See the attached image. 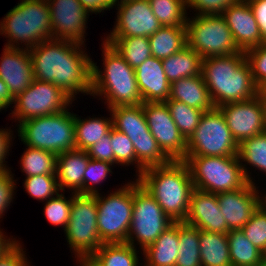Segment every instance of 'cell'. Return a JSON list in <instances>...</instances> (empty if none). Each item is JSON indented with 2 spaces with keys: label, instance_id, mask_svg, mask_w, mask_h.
I'll list each match as a JSON object with an SVG mask.
<instances>
[{
  "label": "cell",
  "instance_id": "obj_27",
  "mask_svg": "<svg viewBox=\"0 0 266 266\" xmlns=\"http://www.w3.org/2000/svg\"><path fill=\"white\" fill-rule=\"evenodd\" d=\"M203 58L192 48L185 46L181 51L162 59L163 70L170 83L182 78L201 74Z\"/></svg>",
  "mask_w": 266,
  "mask_h": 266
},
{
  "label": "cell",
  "instance_id": "obj_2",
  "mask_svg": "<svg viewBox=\"0 0 266 266\" xmlns=\"http://www.w3.org/2000/svg\"><path fill=\"white\" fill-rule=\"evenodd\" d=\"M201 74L215 108L258 95L245 52L204 58Z\"/></svg>",
  "mask_w": 266,
  "mask_h": 266
},
{
  "label": "cell",
  "instance_id": "obj_22",
  "mask_svg": "<svg viewBox=\"0 0 266 266\" xmlns=\"http://www.w3.org/2000/svg\"><path fill=\"white\" fill-rule=\"evenodd\" d=\"M222 16L240 51L246 52L262 44L259 26L247 0H239L236 4L229 6Z\"/></svg>",
  "mask_w": 266,
  "mask_h": 266
},
{
  "label": "cell",
  "instance_id": "obj_59",
  "mask_svg": "<svg viewBox=\"0 0 266 266\" xmlns=\"http://www.w3.org/2000/svg\"><path fill=\"white\" fill-rule=\"evenodd\" d=\"M264 201L266 202V193L264 194Z\"/></svg>",
  "mask_w": 266,
  "mask_h": 266
},
{
  "label": "cell",
  "instance_id": "obj_25",
  "mask_svg": "<svg viewBox=\"0 0 266 266\" xmlns=\"http://www.w3.org/2000/svg\"><path fill=\"white\" fill-rule=\"evenodd\" d=\"M168 100H177L204 112L215 108L202 74L172 82Z\"/></svg>",
  "mask_w": 266,
  "mask_h": 266
},
{
  "label": "cell",
  "instance_id": "obj_45",
  "mask_svg": "<svg viewBox=\"0 0 266 266\" xmlns=\"http://www.w3.org/2000/svg\"><path fill=\"white\" fill-rule=\"evenodd\" d=\"M239 0H186L187 10L194 9L195 15L222 14ZM190 8V9H189Z\"/></svg>",
  "mask_w": 266,
  "mask_h": 266
},
{
  "label": "cell",
  "instance_id": "obj_54",
  "mask_svg": "<svg viewBox=\"0 0 266 266\" xmlns=\"http://www.w3.org/2000/svg\"><path fill=\"white\" fill-rule=\"evenodd\" d=\"M78 266H101L99 262L92 256H76Z\"/></svg>",
  "mask_w": 266,
  "mask_h": 266
},
{
  "label": "cell",
  "instance_id": "obj_3",
  "mask_svg": "<svg viewBox=\"0 0 266 266\" xmlns=\"http://www.w3.org/2000/svg\"><path fill=\"white\" fill-rule=\"evenodd\" d=\"M137 180L154 196L172 221H185L194 185L189 168L183 160H171L166 165L149 167Z\"/></svg>",
  "mask_w": 266,
  "mask_h": 266
},
{
  "label": "cell",
  "instance_id": "obj_20",
  "mask_svg": "<svg viewBox=\"0 0 266 266\" xmlns=\"http://www.w3.org/2000/svg\"><path fill=\"white\" fill-rule=\"evenodd\" d=\"M200 230L227 234L230 232L220 211L217 194L194 188L190 197V208L184 221Z\"/></svg>",
  "mask_w": 266,
  "mask_h": 266
},
{
  "label": "cell",
  "instance_id": "obj_40",
  "mask_svg": "<svg viewBox=\"0 0 266 266\" xmlns=\"http://www.w3.org/2000/svg\"><path fill=\"white\" fill-rule=\"evenodd\" d=\"M70 198V199H69ZM66 198L59 192L56 196L45 201L43 214L45 219L54 226H61L65 231L71 213L72 196Z\"/></svg>",
  "mask_w": 266,
  "mask_h": 266
},
{
  "label": "cell",
  "instance_id": "obj_26",
  "mask_svg": "<svg viewBox=\"0 0 266 266\" xmlns=\"http://www.w3.org/2000/svg\"><path fill=\"white\" fill-rule=\"evenodd\" d=\"M179 222H174L141 252L143 266H175L179 250Z\"/></svg>",
  "mask_w": 266,
  "mask_h": 266
},
{
  "label": "cell",
  "instance_id": "obj_6",
  "mask_svg": "<svg viewBox=\"0 0 266 266\" xmlns=\"http://www.w3.org/2000/svg\"><path fill=\"white\" fill-rule=\"evenodd\" d=\"M69 109L61 113L34 117L18 125V139L25 146L51 151L56 155L76 149L74 113Z\"/></svg>",
  "mask_w": 266,
  "mask_h": 266
},
{
  "label": "cell",
  "instance_id": "obj_35",
  "mask_svg": "<svg viewBox=\"0 0 266 266\" xmlns=\"http://www.w3.org/2000/svg\"><path fill=\"white\" fill-rule=\"evenodd\" d=\"M26 147L19 161L21 172L25 173V177L56 175V154L47 150Z\"/></svg>",
  "mask_w": 266,
  "mask_h": 266
},
{
  "label": "cell",
  "instance_id": "obj_57",
  "mask_svg": "<svg viewBox=\"0 0 266 266\" xmlns=\"http://www.w3.org/2000/svg\"><path fill=\"white\" fill-rule=\"evenodd\" d=\"M132 1V0H112V8H114L115 4H121L123 2Z\"/></svg>",
  "mask_w": 266,
  "mask_h": 266
},
{
  "label": "cell",
  "instance_id": "obj_56",
  "mask_svg": "<svg viewBox=\"0 0 266 266\" xmlns=\"http://www.w3.org/2000/svg\"><path fill=\"white\" fill-rule=\"evenodd\" d=\"M264 106V130L266 132V101H263Z\"/></svg>",
  "mask_w": 266,
  "mask_h": 266
},
{
  "label": "cell",
  "instance_id": "obj_32",
  "mask_svg": "<svg viewBox=\"0 0 266 266\" xmlns=\"http://www.w3.org/2000/svg\"><path fill=\"white\" fill-rule=\"evenodd\" d=\"M231 266H264L262 252L244 235L241 229L227 233Z\"/></svg>",
  "mask_w": 266,
  "mask_h": 266
},
{
  "label": "cell",
  "instance_id": "obj_41",
  "mask_svg": "<svg viewBox=\"0 0 266 266\" xmlns=\"http://www.w3.org/2000/svg\"><path fill=\"white\" fill-rule=\"evenodd\" d=\"M110 140L114 151V164L127 167L134 164L137 169L135 175L137 178L138 160L132 141L126 134L113 127L110 130Z\"/></svg>",
  "mask_w": 266,
  "mask_h": 266
},
{
  "label": "cell",
  "instance_id": "obj_48",
  "mask_svg": "<svg viewBox=\"0 0 266 266\" xmlns=\"http://www.w3.org/2000/svg\"><path fill=\"white\" fill-rule=\"evenodd\" d=\"M20 241L0 257V266H30L31 262L23 251Z\"/></svg>",
  "mask_w": 266,
  "mask_h": 266
},
{
  "label": "cell",
  "instance_id": "obj_36",
  "mask_svg": "<svg viewBox=\"0 0 266 266\" xmlns=\"http://www.w3.org/2000/svg\"><path fill=\"white\" fill-rule=\"evenodd\" d=\"M199 229L179 222V250L175 266H202Z\"/></svg>",
  "mask_w": 266,
  "mask_h": 266
},
{
  "label": "cell",
  "instance_id": "obj_18",
  "mask_svg": "<svg viewBox=\"0 0 266 266\" xmlns=\"http://www.w3.org/2000/svg\"><path fill=\"white\" fill-rule=\"evenodd\" d=\"M237 144L264 133V106L257 95L252 99L232 102L218 107Z\"/></svg>",
  "mask_w": 266,
  "mask_h": 266
},
{
  "label": "cell",
  "instance_id": "obj_23",
  "mask_svg": "<svg viewBox=\"0 0 266 266\" xmlns=\"http://www.w3.org/2000/svg\"><path fill=\"white\" fill-rule=\"evenodd\" d=\"M135 77L143 102H165L171 83L166 78L161 59L150 56L135 68Z\"/></svg>",
  "mask_w": 266,
  "mask_h": 266
},
{
  "label": "cell",
  "instance_id": "obj_19",
  "mask_svg": "<svg viewBox=\"0 0 266 266\" xmlns=\"http://www.w3.org/2000/svg\"><path fill=\"white\" fill-rule=\"evenodd\" d=\"M259 186L247 183L243 188L217 194L220 211L229 230L242 229L264 202ZM263 195V196H262Z\"/></svg>",
  "mask_w": 266,
  "mask_h": 266
},
{
  "label": "cell",
  "instance_id": "obj_43",
  "mask_svg": "<svg viewBox=\"0 0 266 266\" xmlns=\"http://www.w3.org/2000/svg\"><path fill=\"white\" fill-rule=\"evenodd\" d=\"M113 165L110 162L89 159L83 175V194H98L97 185L106 181L108 175L113 174Z\"/></svg>",
  "mask_w": 266,
  "mask_h": 266
},
{
  "label": "cell",
  "instance_id": "obj_47",
  "mask_svg": "<svg viewBox=\"0 0 266 266\" xmlns=\"http://www.w3.org/2000/svg\"><path fill=\"white\" fill-rule=\"evenodd\" d=\"M86 151L90 159L114 164V151L111 147L110 132Z\"/></svg>",
  "mask_w": 266,
  "mask_h": 266
},
{
  "label": "cell",
  "instance_id": "obj_50",
  "mask_svg": "<svg viewBox=\"0 0 266 266\" xmlns=\"http://www.w3.org/2000/svg\"><path fill=\"white\" fill-rule=\"evenodd\" d=\"M251 6L259 31L262 38V44L266 43V0H247Z\"/></svg>",
  "mask_w": 266,
  "mask_h": 266
},
{
  "label": "cell",
  "instance_id": "obj_31",
  "mask_svg": "<svg viewBox=\"0 0 266 266\" xmlns=\"http://www.w3.org/2000/svg\"><path fill=\"white\" fill-rule=\"evenodd\" d=\"M238 157L241 162L243 173L249 183L256 184L246 166L265 172L266 174V132L255 135L242 141L238 145ZM244 162V163H242ZM247 163V165H246Z\"/></svg>",
  "mask_w": 266,
  "mask_h": 266
},
{
  "label": "cell",
  "instance_id": "obj_49",
  "mask_svg": "<svg viewBox=\"0 0 266 266\" xmlns=\"http://www.w3.org/2000/svg\"><path fill=\"white\" fill-rule=\"evenodd\" d=\"M12 139L14 140L11 128H0V172L10 170L9 166L6 165L7 161L5 160L9 155L10 148L12 147Z\"/></svg>",
  "mask_w": 266,
  "mask_h": 266
},
{
  "label": "cell",
  "instance_id": "obj_13",
  "mask_svg": "<svg viewBox=\"0 0 266 266\" xmlns=\"http://www.w3.org/2000/svg\"><path fill=\"white\" fill-rule=\"evenodd\" d=\"M238 144L219 108L205 111L187 141L186 156H236Z\"/></svg>",
  "mask_w": 266,
  "mask_h": 266
},
{
  "label": "cell",
  "instance_id": "obj_8",
  "mask_svg": "<svg viewBox=\"0 0 266 266\" xmlns=\"http://www.w3.org/2000/svg\"><path fill=\"white\" fill-rule=\"evenodd\" d=\"M194 188L218 194L243 188L247 179L236 156H186Z\"/></svg>",
  "mask_w": 266,
  "mask_h": 266
},
{
  "label": "cell",
  "instance_id": "obj_39",
  "mask_svg": "<svg viewBox=\"0 0 266 266\" xmlns=\"http://www.w3.org/2000/svg\"><path fill=\"white\" fill-rule=\"evenodd\" d=\"M23 181L26 193L39 202H45L61 192L56 175L30 176Z\"/></svg>",
  "mask_w": 266,
  "mask_h": 266
},
{
  "label": "cell",
  "instance_id": "obj_5",
  "mask_svg": "<svg viewBox=\"0 0 266 266\" xmlns=\"http://www.w3.org/2000/svg\"><path fill=\"white\" fill-rule=\"evenodd\" d=\"M5 15L0 21V34L8 39L4 46L29 50L52 39L50 10L46 0H20Z\"/></svg>",
  "mask_w": 266,
  "mask_h": 266
},
{
  "label": "cell",
  "instance_id": "obj_29",
  "mask_svg": "<svg viewBox=\"0 0 266 266\" xmlns=\"http://www.w3.org/2000/svg\"><path fill=\"white\" fill-rule=\"evenodd\" d=\"M152 56L165 59L187 46L186 27L162 26L149 36Z\"/></svg>",
  "mask_w": 266,
  "mask_h": 266
},
{
  "label": "cell",
  "instance_id": "obj_16",
  "mask_svg": "<svg viewBox=\"0 0 266 266\" xmlns=\"http://www.w3.org/2000/svg\"><path fill=\"white\" fill-rule=\"evenodd\" d=\"M50 10L52 39L68 40L86 47L89 12L79 0H46ZM85 34V35H84Z\"/></svg>",
  "mask_w": 266,
  "mask_h": 266
},
{
  "label": "cell",
  "instance_id": "obj_51",
  "mask_svg": "<svg viewBox=\"0 0 266 266\" xmlns=\"http://www.w3.org/2000/svg\"><path fill=\"white\" fill-rule=\"evenodd\" d=\"M82 6L91 14L112 9V0H79Z\"/></svg>",
  "mask_w": 266,
  "mask_h": 266
},
{
  "label": "cell",
  "instance_id": "obj_10",
  "mask_svg": "<svg viewBox=\"0 0 266 266\" xmlns=\"http://www.w3.org/2000/svg\"><path fill=\"white\" fill-rule=\"evenodd\" d=\"M186 40L203 59L241 52L222 14L187 17Z\"/></svg>",
  "mask_w": 266,
  "mask_h": 266
},
{
  "label": "cell",
  "instance_id": "obj_9",
  "mask_svg": "<svg viewBox=\"0 0 266 266\" xmlns=\"http://www.w3.org/2000/svg\"><path fill=\"white\" fill-rule=\"evenodd\" d=\"M96 194L97 228L102 243H126L133 214L134 180L111 191Z\"/></svg>",
  "mask_w": 266,
  "mask_h": 266
},
{
  "label": "cell",
  "instance_id": "obj_46",
  "mask_svg": "<svg viewBox=\"0 0 266 266\" xmlns=\"http://www.w3.org/2000/svg\"><path fill=\"white\" fill-rule=\"evenodd\" d=\"M16 183L11 170L0 172V219L3 218L2 216L8 211L7 209L15 198Z\"/></svg>",
  "mask_w": 266,
  "mask_h": 266
},
{
  "label": "cell",
  "instance_id": "obj_15",
  "mask_svg": "<svg viewBox=\"0 0 266 266\" xmlns=\"http://www.w3.org/2000/svg\"><path fill=\"white\" fill-rule=\"evenodd\" d=\"M147 126L159 148L170 160H184L187 141L181 135L165 102H143Z\"/></svg>",
  "mask_w": 266,
  "mask_h": 266
},
{
  "label": "cell",
  "instance_id": "obj_7",
  "mask_svg": "<svg viewBox=\"0 0 266 266\" xmlns=\"http://www.w3.org/2000/svg\"><path fill=\"white\" fill-rule=\"evenodd\" d=\"M108 112L112 116L113 128L126 134L133 143L138 160L137 177L149 167L166 165L171 161L151 134L142 104L116 106Z\"/></svg>",
  "mask_w": 266,
  "mask_h": 266
},
{
  "label": "cell",
  "instance_id": "obj_24",
  "mask_svg": "<svg viewBox=\"0 0 266 266\" xmlns=\"http://www.w3.org/2000/svg\"><path fill=\"white\" fill-rule=\"evenodd\" d=\"M89 157L87 151L72 149L57 155L56 177L61 192L65 188L74 194H83V175L86 171Z\"/></svg>",
  "mask_w": 266,
  "mask_h": 266
},
{
  "label": "cell",
  "instance_id": "obj_33",
  "mask_svg": "<svg viewBox=\"0 0 266 266\" xmlns=\"http://www.w3.org/2000/svg\"><path fill=\"white\" fill-rule=\"evenodd\" d=\"M102 40L111 44L124 58L125 62L134 69L152 56L149 37L130 36L104 38Z\"/></svg>",
  "mask_w": 266,
  "mask_h": 266
},
{
  "label": "cell",
  "instance_id": "obj_42",
  "mask_svg": "<svg viewBox=\"0 0 266 266\" xmlns=\"http://www.w3.org/2000/svg\"><path fill=\"white\" fill-rule=\"evenodd\" d=\"M246 238L261 252L266 248V202L253 213L241 229Z\"/></svg>",
  "mask_w": 266,
  "mask_h": 266
},
{
  "label": "cell",
  "instance_id": "obj_17",
  "mask_svg": "<svg viewBox=\"0 0 266 266\" xmlns=\"http://www.w3.org/2000/svg\"><path fill=\"white\" fill-rule=\"evenodd\" d=\"M114 7L117 8V19L113 30L105 38L149 37L162 27L152 12L149 0L127 1Z\"/></svg>",
  "mask_w": 266,
  "mask_h": 266
},
{
  "label": "cell",
  "instance_id": "obj_12",
  "mask_svg": "<svg viewBox=\"0 0 266 266\" xmlns=\"http://www.w3.org/2000/svg\"><path fill=\"white\" fill-rule=\"evenodd\" d=\"M71 213L64 231L72 255H93L103 244L97 228L96 194L72 193Z\"/></svg>",
  "mask_w": 266,
  "mask_h": 266
},
{
  "label": "cell",
  "instance_id": "obj_44",
  "mask_svg": "<svg viewBox=\"0 0 266 266\" xmlns=\"http://www.w3.org/2000/svg\"><path fill=\"white\" fill-rule=\"evenodd\" d=\"M245 55L251 67L253 80L259 87L266 81V43L247 50Z\"/></svg>",
  "mask_w": 266,
  "mask_h": 266
},
{
  "label": "cell",
  "instance_id": "obj_58",
  "mask_svg": "<svg viewBox=\"0 0 266 266\" xmlns=\"http://www.w3.org/2000/svg\"><path fill=\"white\" fill-rule=\"evenodd\" d=\"M262 260H263L264 266H266V248L262 252Z\"/></svg>",
  "mask_w": 266,
  "mask_h": 266
},
{
  "label": "cell",
  "instance_id": "obj_30",
  "mask_svg": "<svg viewBox=\"0 0 266 266\" xmlns=\"http://www.w3.org/2000/svg\"><path fill=\"white\" fill-rule=\"evenodd\" d=\"M74 113L76 149L87 150L106 136L112 126V116L81 119Z\"/></svg>",
  "mask_w": 266,
  "mask_h": 266
},
{
  "label": "cell",
  "instance_id": "obj_28",
  "mask_svg": "<svg viewBox=\"0 0 266 266\" xmlns=\"http://www.w3.org/2000/svg\"><path fill=\"white\" fill-rule=\"evenodd\" d=\"M202 266H231L227 234L199 229Z\"/></svg>",
  "mask_w": 266,
  "mask_h": 266
},
{
  "label": "cell",
  "instance_id": "obj_21",
  "mask_svg": "<svg viewBox=\"0 0 266 266\" xmlns=\"http://www.w3.org/2000/svg\"><path fill=\"white\" fill-rule=\"evenodd\" d=\"M1 56L0 78L7 84L10 95L15 98L34 80L29 50L4 46Z\"/></svg>",
  "mask_w": 266,
  "mask_h": 266
},
{
  "label": "cell",
  "instance_id": "obj_52",
  "mask_svg": "<svg viewBox=\"0 0 266 266\" xmlns=\"http://www.w3.org/2000/svg\"><path fill=\"white\" fill-rule=\"evenodd\" d=\"M14 101V98L8 91L7 84L0 78V112L9 108Z\"/></svg>",
  "mask_w": 266,
  "mask_h": 266
},
{
  "label": "cell",
  "instance_id": "obj_38",
  "mask_svg": "<svg viewBox=\"0 0 266 266\" xmlns=\"http://www.w3.org/2000/svg\"><path fill=\"white\" fill-rule=\"evenodd\" d=\"M165 103L181 135L188 141L199 125L204 111L190 107L177 100H167Z\"/></svg>",
  "mask_w": 266,
  "mask_h": 266
},
{
  "label": "cell",
  "instance_id": "obj_37",
  "mask_svg": "<svg viewBox=\"0 0 266 266\" xmlns=\"http://www.w3.org/2000/svg\"><path fill=\"white\" fill-rule=\"evenodd\" d=\"M149 3L162 26L186 27V0H149Z\"/></svg>",
  "mask_w": 266,
  "mask_h": 266
},
{
  "label": "cell",
  "instance_id": "obj_55",
  "mask_svg": "<svg viewBox=\"0 0 266 266\" xmlns=\"http://www.w3.org/2000/svg\"><path fill=\"white\" fill-rule=\"evenodd\" d=\"M258 96L262 101H266V81L258 87Z\"/></svg>",
  "mask_w": 266,
  "mask_h": 266
},
{
  "label": "cell",
  "instance_id": "obj_1",
  "mask_svg": "<svg viewBox=\"0 0 266 266\" xmlns=\"http://www.w3.org/2000/svg\"><path fill=\"white\" fill-rule=\"evenodd\" d=\"M80 43L51 39L29 49L34 79L52 82L73 101L92 95V59ZM76 98V99H75Z\"/></svg>",
  "mask_w": 266,
  "mask_h": 266
},
{
  "label": "cell",
  "instance_id": "obj_4",
  "mask_svg": "<svg viewBox=\"0 0 266 266\" xmlns=\"http://www.w3.org/2000/svg\"><path fill=\"white\" fill-rule=\"evenodd\" d=\"M103 70L92 61V95L102 98L107 109L116 106L142 104L135 69L129 66L118 51L109 43H101ZM97 96V97H96Z\"/></svg>",
  "mask_w": 266,
  "mask_h": 266
},
{
  "label": "cell",
  "instance_id": "obj_14",
  "mask_svg": "<svg viewBox=\"0 0 266 266\" xmlns=\"http://www.w3.org/2000/svg\"><path fill=\"white\" fill-rule=\"evenodd\" d=\"M73 103V100L52 82L36 79L22 93L14 98L11 108L12 120L17 125L27 119L61 113Z\"/></svg>",
  "mask_w": 266,
  "mask_h": 266
},
{
  "label": "cell",
  "instance_id": "obj_11",
  "mask_svg": "<svg viewBox=\"0 0 266 266\" xmlns=\"http://www.w3.org/2000/svg\"><path fill=\"white\" fill-rule=\"evenodd\" d=\"M174 223L159 206L154 196L136 179L134 181L133 214L127 242L133 247L140 245L145 250ZM137 242V243H134Z\"/></svg>",
  "mask_w": 266,
  "mask_h": 266
},
{
  "label": "cell",
  "instance_id": "obj_34",
  "mask_svg": "<svg viewBox=\"0 0 266 266\" xmlns=\"http://www.w3.org/2000/svg\"><path fill=\"white\" fill-rule=\"evenodd\" d=\"M139 251L129 243H103L92 256L101 266H142Z\"/></svg>",
  "mask_w": 266,
  "mask_h": 266
},
{
  "label": "cell",
  "instance_id": "obj_53",
  "mask_svg": "<svg viewBox=\"0 0 266 266\" xmlns=\"http://www.w3.org/2000/svg\"><path fill=\"white\" fill-rule=\"evenodd\" d=\"M0 228V257L4 255L9 249H11L19 240L16 238L7 237L4 235L5 233L2 232Z\"/></svg>",
  "mask_w": 266,
  "mask_h": 266
}]
</instances>
